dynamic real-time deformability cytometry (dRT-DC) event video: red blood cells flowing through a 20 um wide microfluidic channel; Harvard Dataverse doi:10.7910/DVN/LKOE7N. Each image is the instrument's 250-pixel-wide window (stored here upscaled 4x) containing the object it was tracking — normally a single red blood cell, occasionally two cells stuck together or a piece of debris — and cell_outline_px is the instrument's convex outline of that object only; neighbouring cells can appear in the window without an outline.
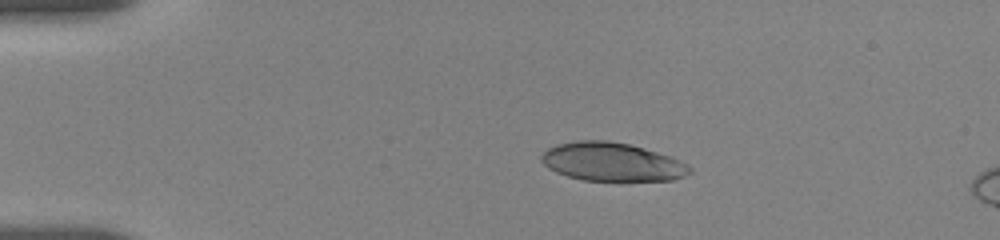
{"species": "human", "species_latin": "Homo sapiens", "temperature_condition": "room temperature", "stored_images_in_passage": 6, "camera_frame_rate_fps": 3000, "um_per_image_px": 0.085, "donor": {"sex": "female"}, "frame": {"image": 1, "passage_image": 4, "time_ms": 3.333, "image_size_px": [1000, 240], "cell_outline_px": [[692, 172], [684, 176], [672, 180], [620, 184], [584, 180], [568, 176], [556, 172], [548, 168], [540, 160], [540, 156], [548, 148], [556, 144], [576, 140], [608, 140], [628, 144], [644, 148], [668, 156], [692, 168]], "centroid_in_image_um": [52.0, 13.81], "position_along_channel_um": 33.0, "area_um2": 34.22}}